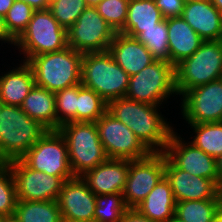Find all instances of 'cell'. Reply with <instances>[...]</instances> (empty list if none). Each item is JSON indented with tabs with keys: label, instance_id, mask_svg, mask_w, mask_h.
Masks as SVG:
<instances>
[{
	"label": "cell",
	"instance_id": "c3c4849f",
	"mask_svg": "<svg viewBox=\"0 0 222 222\" xmlns=\"http://www.w3.org/2000/svg\"><path fill=\"white\" fill-rule=\"evenodd\" d=\"M61 222H85V221H77V220H70V219H62Z\"/></svg>",
	"mask_w": 222,
	"mask_h": 222
},
{
	"label": "cell",
	"instance_id": "f6af8a7d",
	"mask_svg": "<svg viewBox=\"0 0 222 222\" xmlns=\"http://www.w3.org/2000/svg\"><path fill=\"white\" fill-rule=\"evenodd\" d=\"M102 0H85V3L88 7L97 6Z\"/></svg>",
	"mask_w": 222,
	"mask_h": 222
},
{
	"label": "cell",
	"instance_id": "3957f363",
	"mask_svg": "<svg viewBox=\"0 0 222 222\" xmlns=\"http://www.w3.org/2000/svg\"><path fill=\"white\" fill-rule=\"evenodd\" d=\"M82 53L67 46L65 49L33 56L27 61L35 85L56 93L81 84Z\"/></svg>",
	"mask_w": 222,
	"mask_h": 222
},
{
	"label": "cell",
	"instance_id": "d590c367",
	"mask_svg": "<svg viewBox=\"0 0 222 222\" xmlns=\"http://www.w3.org/2000/svg\"><path fill=\"white\" fill-rule=\"evenodd\" d=\"M129 0H102L95 8L104 20L119 32L127 20Z\"/></svg>",
	"mask_w": 222,
	"mask_h": 222
},
{
	"label": "cell",
	"instance_id": "ba28073f",
	"mask_svg": "<svg viewBox=\"0 0 222 222\" xmlns=\"http://www.w3.org/2000/svg\"><path fill=\"white\" fill-rule=\"evenodd\" d=\"M172 94L177 95L175 66L155 60L139 73L130 76L126 98L160 106Z\"/></svg>",
	"mask_w": 222,
	"mask_h": 222
},
{
	"label": "cell",
	"instance_id": "f546056e",
	"mask_svg": "<svg viewBox=\"0 0 222 222\" xmlns=\"http://www.w3.org/2000/svg\"><path fill=\"white\" fill-rule=\"evenodd\" d=\"M106 111L107 103L100 95L78 84L77 122H96Z\"/></svg>",
	"mask_w": 222,
	"mask_h": 222
},
{
	"label": "cell",
	"instance_id": "484cf974",
	"mask_svg": "<svg viewBox=\"0 0 222 222\" xmlns=\"http://www.w3.org/2000/svg\"><path fill=\"white\" fill-rule=\"evenodd\" d=\"M15 215L20 222H61L57 201L17 200Z\"/></svg>",
	"mask_w": 222,
	"mask_h": 222
},
{
	"label": "cell",
	"instance_id": "4fadbf2b",
	"mask_svg": "<svg viewBox=\"0 0 222 222\" xmlns=\"http://www.w3.org/2000/svg\"><path fill=\"white\" fill-rule=\"evenodd\" d=\"M165 153L152 152L139 160H130V169L123 189L127 208H136L164 177Z\"/></svg>",
	"mask_w": 222,
	"mask_h": 222
},
{
	"label": "cell",
	"instance_id": "7dc6e473",
	"mask_svg": "<svg viewBox=\"0 0 222 222\" xmlns=\"http://www.w3.org/2000/svg\"><path fill=\"white\" fill-rule=\"evenodd\" d=\"M166 222H185L183 220H181L179 217H177L175 214L170 218L168 219Z\"/></svg>",
	"mask_w": 222,
	"mask_h": 222
},
{
	"label": "cell",
	"instance_id": "6da1fadb",
	"mask_svg": "<svg viewBox=\"0 0 222 222\" xmlns=\"http://www.w3.org/2000/svg\"><path fill=\"white\" fill-rule=\"evenodd\" d=\"M158 107L126 97L107 103V111L129 128L151 152H164L174 131L158 112Z\"/></svg>",
	"mask_w": 222,
	"mask_h": 222
},
{
	"label": "cell",
	"instance_id": "1f68e13d",
	"mask_svg": "<svg viewBox=\"0 0 222 222\" xmlns=\"http://www.w3.org/2000/svg\"><path fill=\"white\" fill-rule=\"evenodd\" d=\"M78 84L55 93L57 130L60 126L77 122Z\"/></svg>",
	"mask_w": 222,
	"mask_h": 222
},
{
	"label": "cell",
	"instance_id": "7402d4cb",
	"mask_svg": "<svg viewBox=\"0 0 222 222\" xmlns=\"http://www.w3.org/2000/svg\"><path fill=\"white\" fill-rule=\"evenodd\" d=\"M34 85L33 71L23 61L19 67L0 76V98L6 105L21 107Z\"/></svg>",
	"mask_w": 222,
	"mask_h": 222
},
{
	"label": "cell",
	"instance_id": "e575fe53",
	"mask_svg": "<svg viewBox=\"0 0 222 222\" xmlns=\"http://www.w3.org/2000/svg\"><path fill=\"white\" fill-rule=\"evenodd\" d=\"M34 11L35 10L25 2L15 0L4 16L7 31L15 40L26 29Z\"/></svg>",
	"mask_w": 222,
	"mask_h": 222
},
{
	"label": "cell",
	"instance_id": "ac0fdd59",
	"mask_svg": "<svg viewBox=\"0 0 222 222\" xmlns=\"http://www.w3.org/2000/svg\"><path fill=\"white\" fill-rule=\"evenodd\" d=\"M130 169V160L108 159L81 176L96 195L122 193Z\"/></svg>",
	"mask_w": 222,
	"mask_h": 222
},
{
	"label": "cell",
	"instance_id": "d6a6232c",
	"mask_svg": "<svg viewBox=\"0 0 222 222\" xmlns=\"http://www.w3.org/2000/svg\"><path fill=\"white\" fill-rule=\"evenodd\" d=\"M88 6L85 0H53L49 11L58 23L68 30Z\"/></svg>",
	"mask_w": 222,
	"mask_h": 222
},
{
	"label": "cell",
	"instance_id": "cb8c5ba5",
	"mask_svg": "<svg viewBox=\"0 0 222 222\" xmlns=\"http://www.w3.org/2000/svg\"><path fill=\"white\" fill-rule=\"evenodd\" d=\"M21 108L47 130H57L55 93L34 85Z\"/></svg>",
	"mask_w": 222,
	"mask_h": 222
},
{
	"label": "cell",
	"instance_id": "ee69618b",
	"mask_svg": "<svg viewBox=\"0 0 222 222\" xmlns=\"http://www.w3.org/2000/svg\"><path fill=\"white\" fill-rule=\"evenodd\" d=\"M211 222H222V208L216 213Z\"/></svg>",
	"mask_w": 222,
	"mask_h": 222
},
{
	"label": "cell",
	"instance_id": "8992f818",
	"mask_svg": "<svg viewBox=\"0 0 222 222\" xmlns=\"http://www.w3.org/2000/svg\"><path fill=\"white\" fill-rule=\"evenodd\" d=\"M177 95L222 78V41H203L188 58L175 66Z\"/></svg>",
	"mask_w": 222,
	"mask_h": 222
},
{
	"label": "cell",
	"instance_id": "e0dca14e",
	"mask_svg": "<svg viewBox=\"0 0 222 222\" xmlns=\"http://www.w3.org/2000/svg\"><path fill=\"white\" fill-rule=\"evenodd\" d=\"M57 202L62 219L94 222L96 195L82 177L65 180Z\"/></svg>",
	"mask_w": 222,
	"mask_h": 222
},
{
	"label": "cell",
	"instance_id": "b9f144b4",
	"mask_svg": "<svg viewBox=\"0 0 222 222\" xmlns=\"http://www.w3.org/2000/svg\"><path fill=\"white\" fill-rule=\"evenodd\" d=\"M217 173L219 176V186L222 185V154L216 159Z\"/></svg>",
	"mask_w": 222,
	"mask_h": 222
},
{
	"label": "cell",
	"instance_id": "5b68a950",
	"mask_svg": "<svg viewBox=\"0 0 222 222\" xmlns=\"http://www.w3.org/2000/svg\"><path fill=\"white\" fill-rule=\"evenodd\" d=\"M64 137L69 164L74 176H83L87 171L108 160L95 122H69L59 127Z\"/></svg>",
	"mask_w": 222,
	"mask_h": 222
},
{
	"label": "cell",
	"instance_id": "603a6c76",
	"mask_svg": "<svg viewBox=\"0 0 222 222\" xmlns=\"http://www.w3.org/2000/svg\"><path fill=\"white\" fill-rule=\"evenodd\" d=\"M135 209L154 222H166L175 214L176 201L165 176Z\"/></svg>",
	"mask_w": 222,
	"mask_h": 222
},
{
	"label": "cell",
	"instance_id": "816d5d0a",
	"mask_svg": "<svg viewBox=\"0 0 222 222\" xmlns=\"http://www.w3.org/2000/svg\"><path fill=\"white\" fill-rule=\"evenodd\" d=\"M185 3L190 2V1H199V0H183Z\"/></svg>",
	"mask_w": 222,
	"mask_h": 222
},
{
	"label": "cell",
	"instance_id": "9c48e42d",
	"mask_svg": "<svg viewBox=\"0 0 222 222\" xmlns=\"http://www.w3.org/2000/svg\"><path fill=\"white\" fill-rule=\"evenodd\" d=\"M115 33L95 7H87L67 30V45L82 54L104 52Z\"/></svg>",
	"mask_w": 222,
	"mask_h": 222
},
{
	"label": "cell",
	"instance_id": "4dcf8cb0",
	"mask_svg": "<svg viewBox=\"0 0 222 222\" xmlns=\"http://www.w3.org/2000/svg\"><path fill=\"white\" fill-rule=\"evenodd\" d=\"M127 209L122 193L98 195L94 222H120Z\"/></svg>",
	"mask_w": 222,
	"mask_h": 222
},
{
	"label": "cell",
	"instance_id": "9a60e30c",
	"mask_svg": "<svg viewBox=\"0 0 222 222\" xmlns=\"http://www.w3.org/2000/svg\"><path fill=\"white\" fill-rule=\"evenodd\" d=\"M164 153L179 169L197 177L211 179L219 185L216 159L190 141L185 143L175 130L170 136Z\"/></svg>",
	"mask_w": 222,
	"mask_h": 222
},
{
	"label": "cell",
	"instance_id": "60d3db41",
	"mask_svg": "<svg viewBox=\"0 0 222 222\" xmlns=\"http://www.w3.org/2000/svg\"><path fill=\"white\" fill-rule=\"evenodd\" d=\"M15 0H0V14L5 16Z\"/></svg>",
	"mask_w": 222,
	"mask_h": 222
},
{
	"label": "cell",
	"instance_id": "f35d334b",
	"mask_svg": "<svg viewBox=\"0 0 222 222\" xmlns=\"http://www.w3.org/2000/svg\"><path fill=\"white\" fill-rule=\"evenodd\" d=\"M0 40L11 44L15 43V39L7 31L5 17L2 14H0Z\"/></svg>",
	"mask_w": 222,
	"mask_h": 222
},
{
	"label": "cell",
	"instance_id": "44dd1931",
	"mask_svg": "<svg viewBox=\"0 0 222 222\" xmlns=\"http://www.w3.org/2000/svg\"><path fill=\"white\" fill-rule=\"evenodd\" d=\"M170 63L176 66L190 57L203 43V39L180 17L167 18Z\"/></svg>",
	"mask_w": 222,
	"mask_h": 222
},
{
	"label": "cell",
	"instance_id": "83f0119b",
	"mask_svg": "<svg viewBox=\"0 0 222 222\" xmlns=\"http://www.w3.org/2000/svg\"><path fill=\"white\" fill-rule=\"evenodd\" d=\"M190 126L196 133L190 143L217 159L222 154V121L190 124Z\"/></svg>",
	"mask_w": 222,
	"mask_h": 222
},
{
	"label": "cell",
	"instance_id": "836d02e7",
	"mask_svg": "<svg viewBox=\"0 0 222 222\" xmlns=\"http://www.w3.org/2000/svg\"><path fill=\"white\" fill-rule=\"evenodd\" d=\"M17 204L13 174L6 163H0V214H15Z\"/></svg>",
	"mask_w": 222,
	"mask_h": 222
},
{
	"label": "cell",
	"instance_id": "d6986e66",
	"mask_svg": "<svg viewBox=\"0 0 222 222\" xmlns=\"http://www.w3.org/2000/svg\"><path fill=\"white\" fill-rule=\"evenodd\" d=\"M116 63L133 76L155 61L150 51L137 38L116 32L108 50Z\"/></svg>",
	"mask_w": 222,
	"mask_h": 222
},
{
	"label": "cell",
	"instance_id": "74e56055",
	"mask_svg": "<svg viewBox=\"0 0 222 222\" xmlns=\"http://www.w3.org/2000/svg\"><path fill=\"white\" fill-rule=\"evenodd\" d=\"M120 222H154L142 215L135 208H128Z\"/></svg>",
	"mask_w": 222,
	"mask_h": 222
},
{
	"label": "cell",
	"instance_id": "7bdbcfd3",
	"mask_svg": "<svg viewBox=\"0 0 222 222\" xmlns=\"http://www.w3.org/2000/svg\"><path fill=\"white\" fill-rule=\"evenodd\" d=\"M2 222H20V220L15 214H12L4 216Z\"/></svg>",
	"mask_w": 222,
	"mask_h": 222
},
{
	"label": "cell",
	"instance_id": "277c9868",
	"mask_svg": "<svg viewBox=\"0 0 222 222\" xmlns=\"http://www.w3.org/2000/svg\"><path fill=\"white\" fill-rule=\"evenodd\" d=\"M129 79L109 51L83 54L81 84L100 95L106 103L126 96Z\"/></svg>",
	"mask_w": 222,
	"mask_h": 222
},
{
	"label": "cell",
	"instance_id": "681fc988",
	"mask_svg": "<svg viewBox=\"0 0 222 222\" xmlns=\"http://www.w3.org/2000/svg\"><path fill=\"white\" fill-rule=\"evenodd\" d=\"M219 195H220V199H221V208H222V185L220 186V193H219Z\"/></svg>",
	"mask_w": 222,
	"mask_h": 222
},
{
	"label": "cell",
	"instance_id": "5bb4252c",
	"mask_svg": "<svg viewBox=\"0 0 222 222\" xmlns=\"http://www.w3.org/2000/svg\"><path fill=\"white\" fill-rule=\"evenodd\" d=\"M183 119L188 124L222 121V78L182 94Z\"/></svg>",
	"mask_w": 222,
	"mask_h": 222
},
{
	"label": "cell",
	"instance_id": "d4e9b609",
	"mask_svg": "<svg viewBox=\"0 0 222 222\" xmlns=\"http://www.w3.org/2000/svg\"><path fill=\"white\" fill-rule=\"evenodd\" d=\"M164 18L154 0H129L127 20L119 33L136 38L143 29H150Z\"/></svg>",
	"mask_w": 222,
	"mask_h": 222
},
{
	"label": "cell",
	"instance_id": "ab89813d",
	"mask_svg": "<svg viewBox=\"0 0 222 222\" xmlns=\"http://www.w3.org/2000/svg\"><path fill=\"white\" fill-rule=\"evenodd\" d=\"M19 1L25 2L34 10H45L49 9L50 6V0H19Z\"/></svg>",
	"mask_w": 222,
	"mask_h": 222
},
{
	"label": "cell",
	"instance_id": "f907efd6",
	"mask_svg": "<svg viewBox=\"0 0 222 222\" xmlns=\"http://www.w3.org/2000/svg\"><path fill=\"white\" fill-rule=\"evenodd\" d=\"M3 105H4V103H3V101L0 98V111H1V108H2Z\"/></svg>",
	"mask_w": 222,
	"mask_h": 222
},
{
	"label": "cell",
	"instance_id": "8fae6325",
	"mask_svg": "<svg viewBox=\"0 0 222 222\" xmlns=\"http://www.w3.org/2000/svg\"><path fill=\"white\" fill-rule=\"evenodd\" d=\"M13 174L17 200L57 201L62 184L74 176H53L29 168L21 159L6 162Z\"/></svg>",
	"mask_w": 222,
	"mask_h": 222
},
{
	"label": "cell",
	"instance_id": "4316f807",
	"mask_svg": "<svg viewBox=\"0 0 222 222\" xmlns=\"http://www.w3.org/2000/svg\"><path fill=\"white\" fill-rule=\"evenodd\" d=\"M221 208V199L176 202L175 215L185 222H211Z\"/></svg>",
	"mask_w": 222,
	"mask_h": 222
},
{
	"label": "cell",
	"instance_id": "8d00e7d4",
	"mask_svg": "<svg viewBox=\"0 0 222 222\" xmlns=\"http://www.w3.org/2000/svg\"><path fill=\"white\" fill-rule=\"evenodd\" d=\"M164 19L182 16L185 2L183 0H154Z\"/></svg>",
	"mask_w": 222,
	"mask_h": 222
},
{
	"label": "cell",
	"instance_id": "2e32d148",
	"mask_svg": "<svg viewBox=\"0 0 222 222\" xmlns=\"http://www.w3.org/2000/svg\"><path fill=\"white\" fill-rule=\"evenodd\" d=\"M164 176L176 202L220 199V186L215 181L179 169L166 155Z\"/></svg>",
	"mask_w": 222,
	"mask_h": 222
},
{
	"label": "cell",
	"instance_id": "7a4b0ae2",
	"mask_svg": "<svg viewBox=\"0 0 222 222\" xmlns=\"http://www.w3.org/2000/svg\"><path fill=\"white\" fill-rule=\"evenodd\" d=\"M47 131L21 107L4 104L0 111V163L20 159Z\"/></svg>",
	"mask_w": 222,
	"mask_h": 222
},
{
	"label": "cell",
	"instance_id": "52a82bcc",
	"mask_svg": "<svg viewBox=\"0 0 222 222\" xmlns=\"http://www.w3.org/2000/svg\"><path fill=\"white\" fill-rule=\"evenodd\" d=\"M14 46L23 52V61L33 56L57 52L67 45V30L52 16L49 9L35 10L26 29L15 40Z\"/></svg>",
	"mask_w": 222,
	"mask_h": 222
},
{
	"label": "cell",
	"instance_id": "bcb514c9",
	"mask_svg": "<svg viewBox=\"0 0 222 222\" xmlns=\"http://www.w3.org/2000/svg\"><path fill=\"white\" fill-rule=\"evenodd\" d=\"M211 2L222 13V0H211Z\"/></svg>",
	"mask_w": 222,
	"mask_h": 222
},
{
	"label": "cell",
	"instance_id": "ffe728a7",
	"mask_svg": "<svg viewBox=\"0 0 222 222\" xmlns=\"http://www.w3.org/2000/svg\"><path fill=\"white\" fill-rule=\"evenodd\" d=\"M182 18L204 40H221L222 13L211 0L185 3Z\"/></svg>",
	"mask_w": 222,
	"mask_h": 222
},
{
	"label": "cell",
	"instance_id": "f5cc1de1",
	"mask_svg": "<svg viewBox=\"0 0 222 222\" xmlns=\"http://www.w3.org/2000/svg\"><path fill=\"white\" fill-rule=\"evenodd\" d=\"M3 217H4V215L0 214V222H2Z\"/></svg>",
	"mask_w": 222,
	"mask_h": 222
},
{
	"label": "cell",
	"instance_id": "f1b7e54d",
	"mask_svg": "<svg viewBox=\"0 0 222 222\" xmlns=\"http://www.w3.org/2000/svg\"><path fill=\"white\" fill-rule=\"evenodd\" d=\"M136 38L146 46L155 60L170 62L167 19L153 28L143 29Z\"/></svg>",
	"mask_w": 222,
	"mask_h": 222
},
{
	"label": "cell",
	"instance_id": "7c38bea8",
	"mask_svg": "<svg viewBox=\"0 0 222 222\" xmlns=\"http://www.w3.org/2000/svg\"><path fill=\"white\" fill-rule=\"evenodd\" d=\"M95 124L109 159L139 160L152 153L129 128L108 111Z\"/></svg>",
	"mask_w": 222,
	"mask_h": 222
},
{
	"label": "cell",
	"instance_id": "30bf717a",
	"mask_svg": "<svg viewBox=\"0 0 222 222\" xmlns=\"http://www.w3.org/2000/svg\"><path fill=\"white\" fill-rule=\"evenodd\" d=\"M29 168L53 176H74L68 149L58 130H48L21 158Z\"/></svg>",
	"mask_w": 222,
	"mask_h": 222
}]
</instances>
